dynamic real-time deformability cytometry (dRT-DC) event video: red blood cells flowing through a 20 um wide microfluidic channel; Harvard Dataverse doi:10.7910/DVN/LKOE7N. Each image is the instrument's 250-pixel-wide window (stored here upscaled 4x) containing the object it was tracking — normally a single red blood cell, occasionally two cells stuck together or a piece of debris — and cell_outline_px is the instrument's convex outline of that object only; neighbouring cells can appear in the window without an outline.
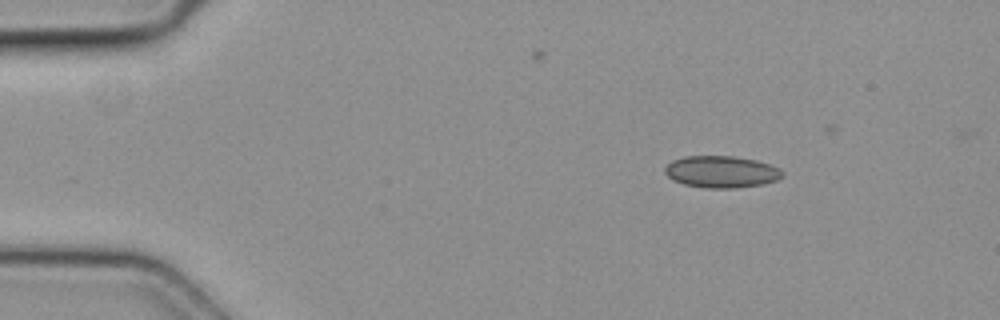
{"species": "common noctule bat (a hibernating species)", "species_latin": "Nyctalus noctula", "temperature_condition": "cold", "stored_images_in_passage": 4, "camera_frame_rate_fps": 3000, "um_per_image_px": 0.085, "animal": {"sex": "female", "body_mass_g": 19.3, "forearm_length_mm": 54.1}, "frame": {"image": 1, "passage_image": 2, "time_ms": 0.333, "image_size_px": [1000, 320], "cell_outline_px": [[784, 176], [776, 180], [764, 184], [736, 188], [704, 188], [684, 184], [672, 180], [664, 172], [664, 168], [672, 160], [684, 156], [732, 156], [756, 160], [780, 168], [784, 172]], "centroid_in_image_um": [61.32, 14.61], "position_along_channel_um": 23.7, "area_um2": 21.96}}